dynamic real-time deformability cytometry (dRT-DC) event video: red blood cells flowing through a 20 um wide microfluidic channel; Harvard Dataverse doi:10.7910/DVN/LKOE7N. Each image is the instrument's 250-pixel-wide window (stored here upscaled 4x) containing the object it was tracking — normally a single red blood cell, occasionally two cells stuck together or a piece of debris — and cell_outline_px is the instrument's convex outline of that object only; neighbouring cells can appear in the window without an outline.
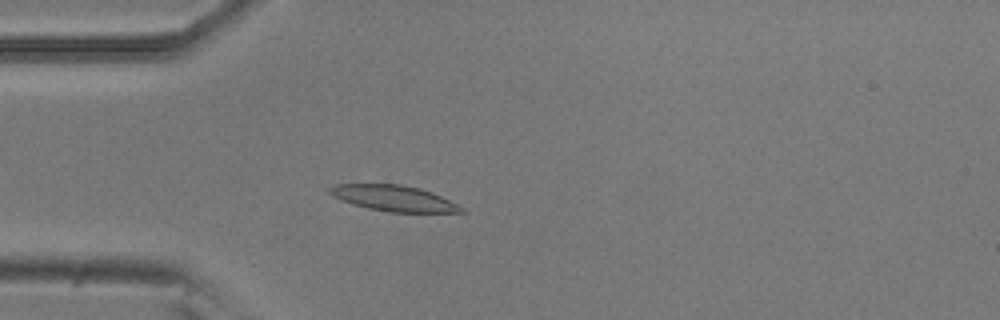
{"species": "common noctule bat (a hibernating species)", "species_latin": "Nyctalus noctula", "temperature_condition": "room temperature", "stored_images_in_passage": 52, "camera_frame_rate_fps": 3000, "um_per_image_px": 0.085, "animal": {"sex": "male", "body_mass_g": 20.5, "forearm_length_mm": 52.5}, "frame": {"image": 1, "passage_image": 14, "time_ms": 4.333, "image_size_px": [1000, 320], "cell_outline_px": [[468, 212], [388, 212], [368, 208], [352, 204], [332, 196], [328, 192], [328, 188], [336, 184], [400, 184], [420, 188], [432, 192], [464, 208]], "centroid_in_image_um": [33.44, 16.85], "position_along_channel_um": 51.6, "area_um2": 19.71}}
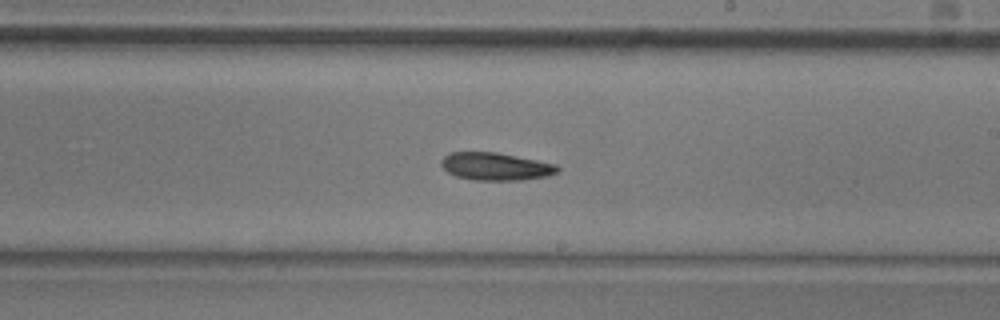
{"frame": {"image": 2, "passage_image": 30, "time_ms": 9.667, "image_size_px": [1000, 320], "cell_outline_px": [[560, 172], [548, 176], [520, 180], [472, 180], [456, 176], [448, 172], [440, 164], [440, 160], [444, 156], [452, 152], [496, 152], [556, 164], [560, 168]], "centroid_in_image_um": [42.14, 14.15], "position_along_channel_um": 246.9, "area_um2": 18.79}}
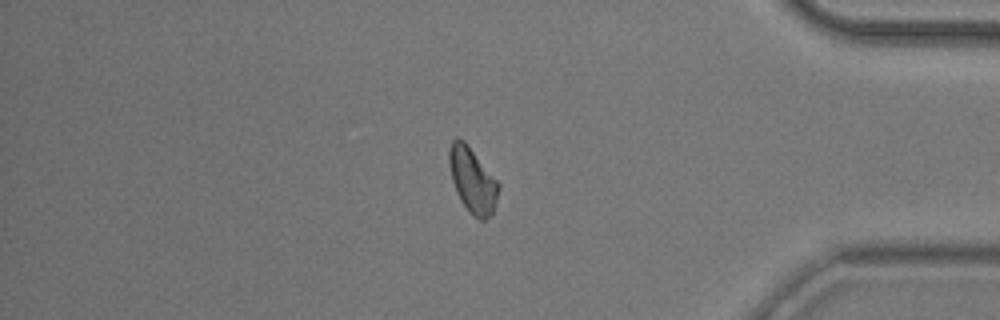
{"frame": {"image": 3, "passage_image": 44, "time_ms": 14.333, "image_size_px": [1000, 320], "cell_outline_px": [[500, 188], [492, 216], [484, 220], [476, 220], [468, 212], [460, 200], [456, 192], [452, 180], [448, 164], [448, 152], [452, 140], [456, 136], [464, 140], [500, 184]], "centroid_in_image_um": [40.15, 15.35], "position_along_channel_um": 395.0, "area_um2": 19.07}}